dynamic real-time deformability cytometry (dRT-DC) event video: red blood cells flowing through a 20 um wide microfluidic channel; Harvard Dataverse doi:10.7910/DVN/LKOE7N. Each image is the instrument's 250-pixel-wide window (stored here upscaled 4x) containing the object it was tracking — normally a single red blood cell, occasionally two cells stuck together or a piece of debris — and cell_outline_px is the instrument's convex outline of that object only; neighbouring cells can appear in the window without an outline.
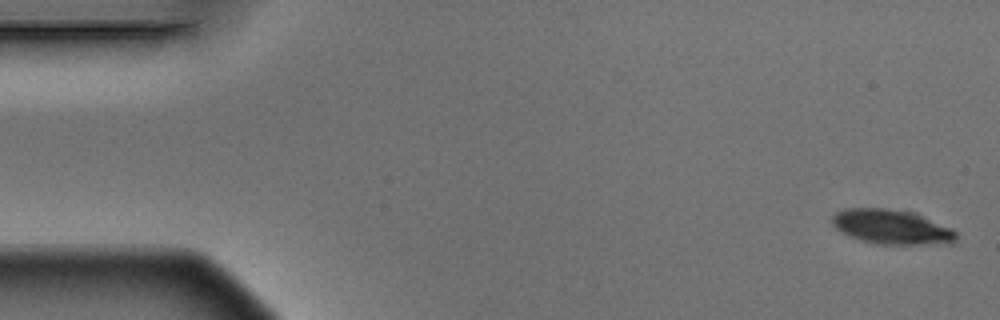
{"species": "Egyptian fruit bat (a non-hibernating species)", "species_latin": "Rousettus aegyptiacus", "temperature_condition": "warm", "stored_images_in_passage": 5, "camera_frame_rate_fps": 3000, "um_per_image_px": 0.085, "animal": {"sex": "male"}, "frame": {"image": 1, "passage_image": 1, "time_ms": 0.0, "image_size_px": [1000, 320], "cell_outline_px": [[956, 240], [952, 244], [876, 244], [860, 240], [840, 232], [832, 224], [832, 216], [836, 212], [848, 208], [884, 208], [908, 212], [952, 228], [956, 232]], "centroid_in_image_um": [75.76, 19.31], "position_along_channel_um": 9.2, "area_um2": 24.74}}